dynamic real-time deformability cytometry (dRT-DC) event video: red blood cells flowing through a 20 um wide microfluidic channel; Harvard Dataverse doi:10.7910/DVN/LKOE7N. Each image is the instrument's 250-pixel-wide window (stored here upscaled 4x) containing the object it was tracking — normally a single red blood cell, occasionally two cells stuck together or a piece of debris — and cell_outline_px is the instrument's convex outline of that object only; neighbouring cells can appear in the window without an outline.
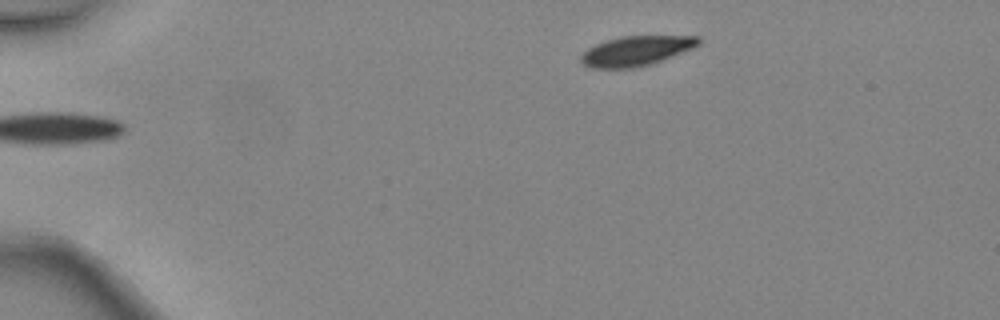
{"species": "common noctule bat (a hibernating species)", "species_latin": "Nyctalus noctula", "temperature_condition": "warm", "stored_images_in_passage": 2, "camera_frame_rate_fps": 3000, "um_per_image_px": 0.085, "animal": {"sex": "female", "body_mass_g": 24.6, "forearm_length_mm": 56.2}, "frame": {"image": 1, "passage_image": 2, "time_ms": 0.333, "image_size_px": [1000, 320], "cell_outline_px": [[700, 44], [692, 48], [652, 64], [632, 68], [592, 68], [580, 64], [580, 56], [588, 48], [596, 44], [620, 36], [700, 36]], "centroid_in_image_um": [54.05, 4.33], "position_along_channel_um": 31.0, "area_um2": 20.35}}